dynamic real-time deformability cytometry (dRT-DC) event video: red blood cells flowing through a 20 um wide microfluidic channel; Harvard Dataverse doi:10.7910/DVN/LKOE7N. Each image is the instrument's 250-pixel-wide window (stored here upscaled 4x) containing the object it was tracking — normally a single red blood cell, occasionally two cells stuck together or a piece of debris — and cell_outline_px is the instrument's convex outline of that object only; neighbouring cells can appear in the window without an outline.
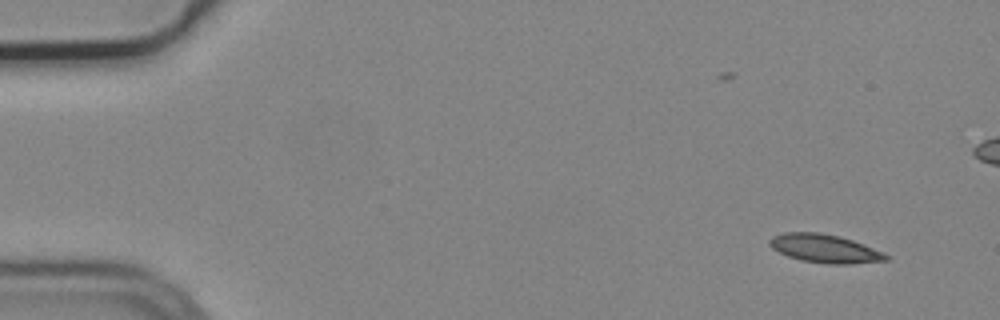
{"species": "common noctule bat (a hibernating species)", "species_latin": "Nyctalus noctula", "temperature_condition": "cold", "stored_images_in_passage": 9, "segment_of_instrument_passage": [1, 2], "camera_frame_rate_fps": 3000, "um_per_image_px": 0.085, "animal": {"sex": "male", "body_mass_g": 19.2, "forearm_length_mm": 51.8}, "frame": {"image": 1, "passage_image": 1, "time_ms": 0.0, "image_size_px": [1000, 320], "cell_outline_px": [[892, 260], [848, 264], [828, 264], [800, 260], [788, 256], [772, 248], [768, 244], [768, 240], [772, 236], [784, 232], [820, 232], [840, 236], [852, 240], [892, 256]], "centroid_in_image_um": [70.11, 21.13], "position_along_channel_um": 14.9, "area_um2": 19.42}}
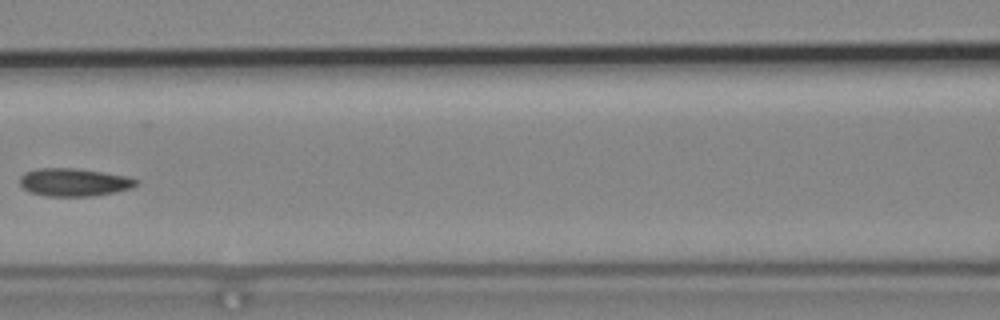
{"frame": {"image": 2, "passage_image": 7, "time_ms": 2.0, "image_size_px": [1000, 320], "cell_outline_px": [[140, 184], [116, 192], [92, 196], [48, 196], [32, 192], [24, 188], [20, 184], [20, 176], [24, 172], [36, 168], [76, 168], [128, 176], [140, 180]], "centroid_in_image_um": [6.31, 15.48], "position_along_channel_um": 160.3, "area_um2": 18.96}}
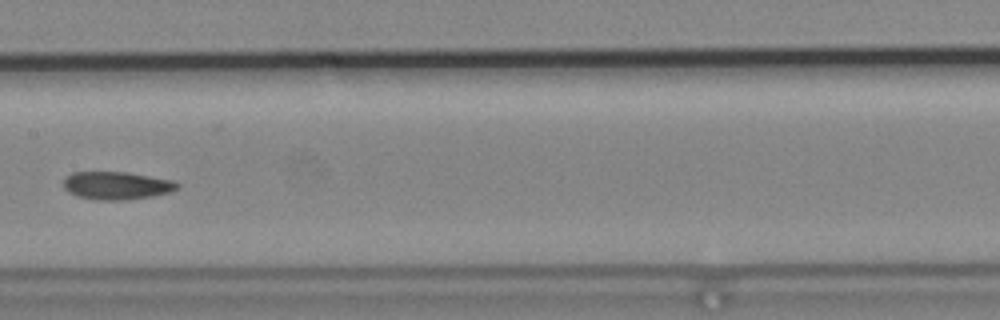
{"frame": {"image": 3, "passage_image": 8, "time_ms": 2.333, "image_size_px": [1000, 320], "cell_outline_px": [[180, 188], [172, 192], [152, 196], [128, 200], [96, 200], [76, 196], [68, 192], [64, 188], [64, 176], [72, 172], [128, 172], [176, 180], [180, 184]], "centroid_in_image_um": [9.96, 15.77], "position_along_channel_um": 197.4, "area_um2": 18.96}}